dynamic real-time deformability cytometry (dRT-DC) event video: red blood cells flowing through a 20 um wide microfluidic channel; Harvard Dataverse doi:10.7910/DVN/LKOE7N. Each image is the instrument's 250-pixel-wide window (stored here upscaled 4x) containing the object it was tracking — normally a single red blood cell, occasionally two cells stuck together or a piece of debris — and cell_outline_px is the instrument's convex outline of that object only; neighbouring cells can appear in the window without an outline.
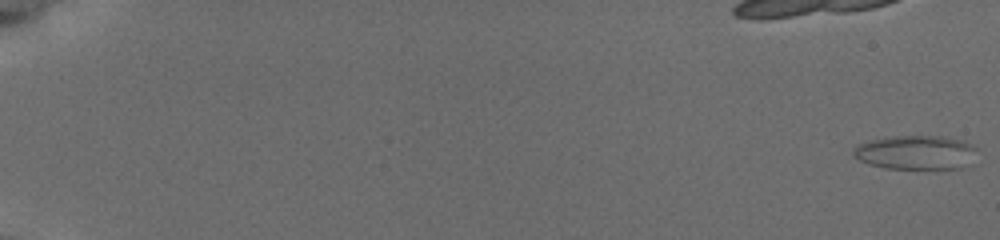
{"species": "common noctule bat (a hibernating species)", "species_latin": "Nyctalus noctula", "temperature_condition": "cold", "stored_images_in_passage": 53, "camera_frame_rate_fps": 3000, "um_per_image_px": 0.085, "animal": {"sex": "female", "body_mass_g": 19.5, "forearm_length_mm": 54.1}, "frame": {"image": 1, "passage_image": 1, "time_ms": 0.0, "image_size_px": [1000, 240], "cell_outline_px": [[976, 148], [960, 168], [884, 168], [860, 160], [852, 156], [852, 152], [860, 144], [872, 140], [904, 136], [940, 136], [960, 140]], "centroid_in_image_um": [77.76, 12.95], "position_along_channel_um": 7.2, "area_um2": 23.35}}